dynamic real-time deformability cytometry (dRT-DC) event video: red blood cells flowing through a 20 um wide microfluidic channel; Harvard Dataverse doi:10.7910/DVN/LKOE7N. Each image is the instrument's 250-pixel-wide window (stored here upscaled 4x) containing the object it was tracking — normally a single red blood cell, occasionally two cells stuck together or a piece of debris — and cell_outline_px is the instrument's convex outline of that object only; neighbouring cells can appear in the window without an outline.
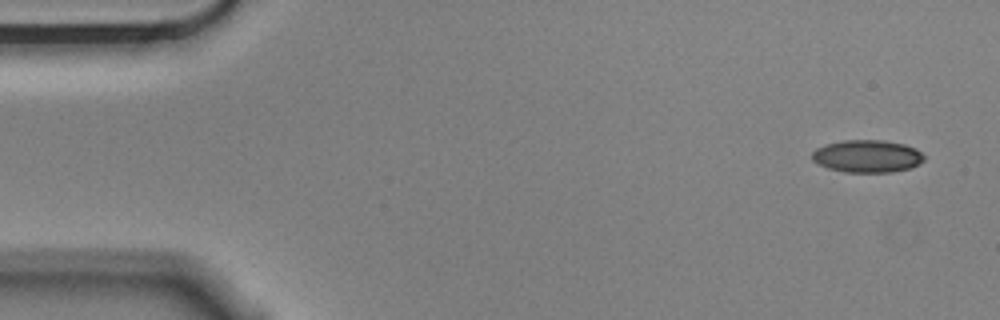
{"species": "Egyptian fruit bat (a non-hibernating species)", "species_latin": "Rousettus aegyptiacus", "temperature_condition": "cold", "stored_images_in_passage": 4, "camera_frame_rate_fps": 3000, "um_per_image_px": 0.085, "animal": {"sex": "male"}, "frame": {"image": 1, "passage_image": 1, "time_ms": 0.0, "image_size_px": [1000, 320], "cell_outline_px": [[924, 160], [920, 164], [912, 168], [892, 172], [844, 172], [828, 168], [812, 160], [812, 152], [816, 148], [824, 144], [844, 140], [884, 140], [904, 144], [916, 148], [924, 156]], "centroid_in_image_um": [73.73, 13.27], "position_along_channel_um": 11.3, "area_um2": 21.39}}
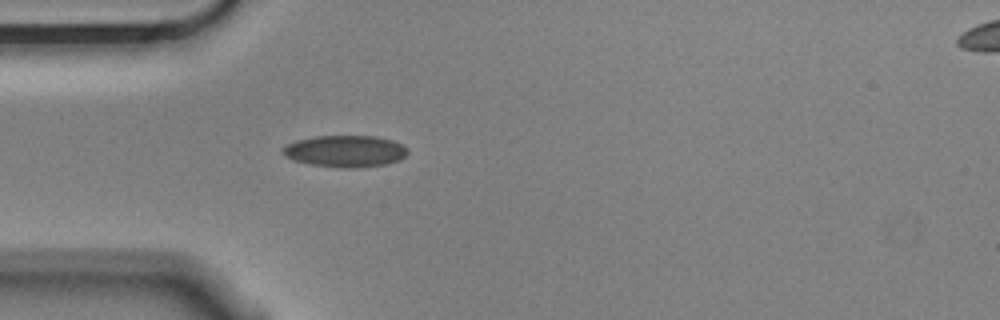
{"frame": {"image": 2, "passage_image": 4, "time_ms": 1.0, "image_size_px": [1000, 320], "cell_outline_px": [[408, 152], [400, 160], [388, 164], [356, 168], [344, 168], [312, 164], [292, 160], [284, 156], [280, 152], [280, 148], [296, 140], [316, 136], [376, 136], [392, 140], [408, 148]], "centroid_in_image_um": [29.33, 12.85], "position_along_channel_um": 55.7, "area_um2": 23.24}}